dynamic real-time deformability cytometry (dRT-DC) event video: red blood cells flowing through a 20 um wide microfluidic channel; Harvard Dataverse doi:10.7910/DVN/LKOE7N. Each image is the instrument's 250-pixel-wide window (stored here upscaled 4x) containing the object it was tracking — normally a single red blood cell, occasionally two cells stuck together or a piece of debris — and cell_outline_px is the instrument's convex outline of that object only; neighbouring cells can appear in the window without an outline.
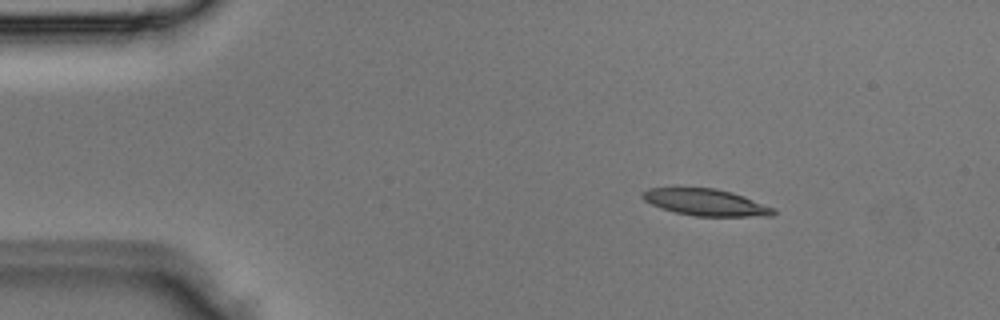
{"species": "Egyptian fruit bat (a non-hibernating species)", "species_latin": "Rousettus aegyptiacus", "temperature_condition": "room temperature", "stored_images_in_passage": 3, "camera_frame_rate_fps": 3000, "um_per_image_px": 0.085, "animal": {"sex": "male"}, "frame": {"image": 1, "passage_image": 1, "time_ms": 0.0, "image_size_px": [1000, 320], "cell_outline_px": [[776, 212], [772, 216], [696, 216], [676, 212], [652, 204], [644, 200], [640, 196], [640, 192], [648, 188], [716, 188], [732, 192], [744, 196], [776, 208]], "centroid_in_image_um": [60.02, 17.19], "position_along_channel_um": 25.0, "area_um2": 20.35}}
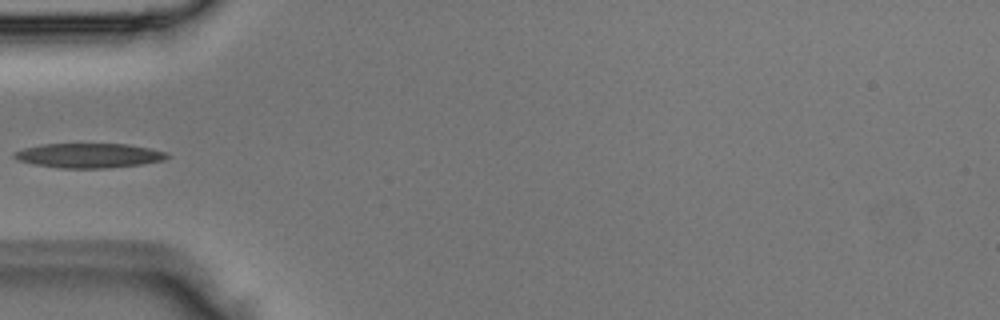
{"frame": {"image": 2, "passage_image": 3, "time_ms": 0.667, "image_size_px": [1000, 320], "cell_outline_px": [[168, 156], [164, 160], [140, 164], [108, 168], [60, 168], [36, 164], [20, 160], [12, 156], [12, 152], [24, 148], [44, 144], [128, 144], [168, 152]], "centroid_in_image_um": [7.56, 13.21], "position_along_channel_um": 77.4, "area_um2": 21.68}}